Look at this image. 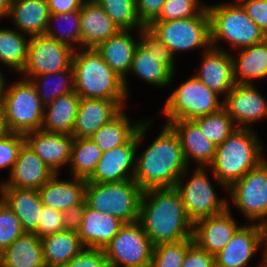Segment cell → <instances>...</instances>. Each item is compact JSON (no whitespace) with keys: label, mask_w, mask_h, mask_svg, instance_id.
<instances>
[{"label":"cell","mask_w":267,"mask_h":267,"mask_svg":"<svg viewBox=\"0 0 267 267\" xmlns=\"http://www.w3.org/2000/svg\"><path fill=\"white\" fill-rule=\"evenodd\" d=\"M138 221L154 246L193 239V223L175 187L143 191Z\"/></svg>","instance_id":"cell-1"},{"label":"cell","mask_w":267,"mask_h":267,"mask_svg":"<svg viewBox=\"0 0 267 267\" xmlns=\"http://www.w3.org/2000/svg\"><path fill=\"white\" fill-rule=\"evenodd\" d=\"M161 132L140 154H136L134 181L142 191L175 187L189 168L177 134L163 124Z\"/></svg>","instance_id":"cell-2"},{"label":"cell","mask_w":267,"mask_h":267,"mask_svg":"<svg viewBox=\"0 0 267 267\" xmlns=\"http://www.w3.org/2000/svg\"><path fill=\"white\" fill-rule=\"evenodd\" d=\"M253 129L237 128L216 147L214 161L208 168L216 184L225 191L266 159L262 153L265 146Z\"/></svg>","instance_id":"cell-3"},{"label":"cell","mask_w":267,"mask_h":267,"mask_svg":"<svg viewBox=\"0 0 267 267\" xmlns=\"http://www.w3.org/2000/svg\"><path fill=\"white\" fill-rule=\"evenodd\" d=\"M72 66L75 93L80 98L128 99L123 79L106 64L95 48L75 50Z\"/></svg>","instance_id":"cell-4"},{"label":"cell","mask_w":267,"mask_h":267,"mask_svg":"<svg viewBox=\"0 0 267 267\" xmlns=\"http://www.w3.org/2000/svg\"><path fill=\"white\" fill-rule=\"evenodd\" d=\"M210 18L211 44L221 50L217 44L227 42L233 49H241L263 42L265 34L248 16L243 7L235 2L208 5Z\"/></svg>","instance_id":"cell-5"},{"label":"cell","mask_w":267,"mask_h":267,"mask_svg":"<svg viewBox=\"0 0 267 267\" xmlns=\"http://www.w3.org/2000/svg\"><path fill=\"white\" fill-rule=\"evenodd\" d=\"M7 83L0 109L6 132L26 134L41 130L44 105L34 84L25 78L10 85Z\"/></svg>","instance_id":"cell-6"},{"label":"cell","mask_w":267,"mask_h":267,"mask_svg":"<svg viewBox=\"0 0 267 267\" xmlns=\"http://www.w3.org/2000/svg\"><path fill=\"white\" fill-rule=\"evenodd\" d=\"M136 34L140 42L129 73L154 87H168L176 69L175 57L170 48L148 27L141 28Z\"/></svg>","instance_id":"cell-7"},{"label":"cell","mask_w":267,"mask_h":267,"mask_svg":"<svg viewBox=\"0 0 267 267\" xmlns=\"http://www.w3.org/2000/svg\"><path fill=\"white\" fill-rule=\"evenodd\" d=\"M142 190L134 180L111 183L87 182L85 201L88 207L118 217L124 223L139 219Z\"/></svg>","instance_id":"cell-8"},{"label":"cell","mask_w":267,"mask_h":267,"mask_svg":"<svg viewBox=\"0 0 267 267\" xmlns=\"http://www.w3.org/2000/svg\"><path fill=\"white\" fill-rule=\"evenodd\" d=\"M163 115L165 123L179 120H193L220 111L223 99L219 94L210 90L195 76H191L181 83L173 93L168 95Z\"/></svg>","instance_id":"cell-9"},{"label":"cell","mask_w":267,"mask_h":267,"mask_svg":"<svg viewBox=\"0 0 267 267\" xmlns=\"http://www.w3.org/2000/svg\"><path fill=\"white\" fill-rule=\"evenodd\" d=\"M148 28L170 48L174 56L197 48H203L205 52L212 47L207 8L186 19L153 21Z\"/></svg>","instance_id":"cell-10"},{"label":"cell","mask_w":267,"mask_h":267,"mask_svg":"<svg viewBox=\"0 0 267 267\" xmlns=\"http://www.w3.org/2000/svg\"><path fill=\"white\" fill-rule=\"evenodd\" d=\"M206 169L207 167H196L192 172L193 175L185 182L190 170L188 168L175 186L180 193L185 212L193 224L220 214L228 208V198H218Z\"/></svg>","instance_id":"cell-11"},{"label":"cell","mask_w":267,"mask_h":267,"mask_svg":"<svg viewBox=\"0 0 267 267\" xmlns=\"http://www.w3.org/2000/svg\"><path fill=\"white\" fill-rule=\"evenodd\" d=\"M229 201L251 223L267 221V158L249 170L228 190Z\"/></svg>","instance_id":"cell-12"},{"label":"cell","mask_w":267,"mask_h":267,"mask_svg":"<svg viewBox=\"0 0 267 267\" xmlns=\"http://www.w3.org/2000/svg\"><path fill=\"white\" fill-rule=\"evenodd\" d=\"M154 245L139 221L124 223L104 248L109 267H150Z\"/></svg>","instance_id":"cell-13"},{"label":"cell","mask_w":267,"mask_h":267,"mask_svg":"<svg viewBox=\"0 0 267 267\" xmlns=\"http://www.w3.org/2000/svg\"><path fill=\"white\" fill-rule=\"evenodd\" d=\"M152 122L150 119L145 122L143 120L137 134L127 144L103 152L87 182L111 183L134 180L137 150Z\"/></svg>","instance_id":"cell-14"},{"label":"cell","mask_w":267,"mask_h":267,"mask_svg":"<svg viewBox=\"0 0 267 267\" xmlns=\"http://www.w3.org/2000/svg\"><path fill=\"white\" fill-rule=\"evenodd\" d=\"M74 49L48 37L36 35L30 37L27 60L22 73L30 80L37 75H45L62 71L72 66Z\"/></svg>","instance_id":"cell-15"},{"label":"cell","mask_w":267,"mask_h":267,"mask_svg":"<svg viewBox=\"0 0 267 267\" xmlns=\"http://www.w3.org/2000/svg\"><path fill=\"white\" fill-rule=\"evenodd\" d=\"M223 99V108L237 128L251 129L253 123L267 118V100L250 84H235Z\"/></svg>","instance_id":"cell-16"},{"label":"cell","mask_w":267,"mask_h":267,"mask_svg":"<svg viewBox=\"0 0 267 267\" xmlns=\"http://www.w3.org/2000/svg\"><path fill=\"white\" fill-rule=\"evenodd\" d=\"M230 206L229 202L224 212L193 224V242L209 254L216 255L220 252L243 225L237 224Z\"/></svg>","instance_id":"cell-17"},{"label":"cell","mask_w":267,"mask_h":267,"mask_svg":"<svg viewBox=\"0 0 267 267\" xmlns=\"http://www.w3.org/2000/svg\"><path fill=\"white\" fill-rule=\"evenodd\" d=\"M193 76L225 98L236 84L231 51L211 47L203 52L199 72Z\"/></svg>","instance_id":"cell-18"},{"label":"cell","mask_w":267,"mask_h":267,"mask_svg":"<svg viewBox=\"0 0 267 267\" xmlns=\"http://www.w3.org/2000/svg\"><path fill=\"white\" fill-rule=\"evenodd\" d=\"M126 101L127 99L81 98L72 136L90 138L100 127L126 108Z\"/></svg>","instance_id":"cell-19"},{"label":"cell","mask_w":267,"mask_h":267,"mask_svg":"<svg viewBox=\"0 0 267 267\" xmlns=\"http://www.w3.org/2000/svg\"><path fill=\"white\" fill-rule=\"evenodd\" d=\"M54 175L55 173L43 160L24 143L19 150L8 180L1 181L0 187L38 190Z\"/></svg>","instance_id":"cell-20"},{"label":"cell","mask_w":267,"mask_h":267,"mask_svg":"<svg viewBox=\"0 0 267 267\" xmlns=\"http://www.w3.org/2000/svg\"><path fill=\"white\" fill-rule=\"evenodd\" d=\"M261 247L260 225L244 224L215 255V267H250L247 264Z\"/></svg>","instance_id":"cell-21"},{"label":"cell","mask_w":267,"mask_h":267,"mask_svg":"<svg viewBox=\"0 0 267 267\" xmlns=\"http://www.w3.org/2000/svg\"><path fill=\"white\" fill-rule=\"evenodd\" d=\"M24 137L25 143L55 174H60L63 166L69 165L72 135L36 130L24 134Z\"/></svg>","instance_id":"cell-22"},{"label":"cell","mask_w":267,"mask_h":267,"mask_svg":"<svg viewBox=\"0 0 267 267\" xmlns=\"http://www.w3.org/2000/svg\"><path fill=\"white\" fill-rule=\"evenodd\" d=\"M168 125L179 138L188 166L193 160L198 164L197 167L208 168L213 163L217 146L200 131L193 120L172 121Z\"/></svg>","instance_id":"cell-23"},{"label":"cell","mask_w":267,"mask_h":267,"mask_svg":"<svg viewBox=\"0 0 267 267\" xmlns=\"http://www.w3.org/2000/svg\"><path fill=\"white\" fill-rule=\"evenodd\" d=\"M119 31L96 0H84L80 8L81 48H96Z\"/></svg>","instance_id":"cell-24"},{"label":"cell","mask_w":267,"mask_h":267,"mask_svg":"<svg viewBox=\"0 0 267 267\" xmlns=\"http://www.w3.org/2000/svg\"><path fill=\"white\" fill-rule=\"evenodd\" d=\"M132 30H120L116 35L99 44L95 49L103 57L106 64L123 79L124 88L128 92L127 76L139 40L131 35Z\"/></svg>","instance_id":"cell-25"},{"label":"cell","mask_w":267,"mask_h":267,"mask_svg":"<svg viewBox=\"0 0 267 267\" xmlns=\"http://www.w3.org/2000/svg\"><path fill=\"white\" fill-rule=\"evenodd\" d=\"M0 199L19 218L24 233H36L43 205L38 190L0 187Z\"/></svg>","instance_id":"cell-26"},{"label":"cell","mask_w":267,"mask_h":267,"mask_svg":"<svg viewBox=\"0 0 267 267\" xmlns=\"http://www.w3.org/2000/svg\"><path fill=\"white\" fill-rule=\"evenodd\" d=\"M123 224L118 217L93 210L86 205L77 233L84 247L104 249Z\"/></svg>","instance_id":"cell-27"},{"label":"cell","mask_w":267,"mask_h":267,"mask_svg":"<svg viewBox=\"0 0 267 267\" xmlns=\"http://www.w3.org/2000/svg\"><path fill=\"white\" fill-rule=\"evenodd\" d=\"M58 178L59 174H55L38 192L43 205L64 212L85 199L87 180L76 177H71L72 180Z\"/></svg>","instance_id":"cell-28"},{"label":"cell","mask_w":267,"mask_h":267,"mask_svg":"<svg viewBox=\"0 0 267 267\" xmlns=\"http://www.w3.org/2000/svg\"><path fill=\"white\" fill-rule=\"evenodd\" d=\"M50 15L46 0H11L8 18L16 30L32 37L45 34Z\"/></svg>","instance_id":"cell-29"},{"label":"cell","mask_w":267,"mask_h":267,"mask_svg":"<svg viewBox=\"0 0 267 267\" xmlns=\"http://www.w3.org/2000/svg\"><path fill=\"white\" fill-rule=\"evenodd\" d=\"M80 100L74 91L45 105L41 130L72 135Z\"/></svg>","instance_id":"cell-30"},{"label":"cell","mask_w":267,"mask_h":267,"mask_svg":"<svg viewBox=\"0 0 267 267\" xmlns=\"http://www.w3.org/2000/svg\"><path fill=\"white\" fill-rule=\"evenodd\" d=\"M237 52L236 55L232 53L235 83L253 85L254 80L267 78L266 39L261 43L238 49Z\"/></svg>","instance_id":"cell-31"},{"label":"cell","mask_w":267,"mask_h":267,"mask_svg":"<svg viewBox=\"0 0 267 267\" xmlns=\"http://www.w3.org/2000/svg\"><path fill=\"white\" fill-rule=\"evenodd\" d=\"M0 267H46L41 238L23 233L0 253Z\"/></svg>","instance_id":"cell-32"},{"label":"cell","mask_w":267,"mask_h":267,"mask_svg":"<svg viewBox=\"0 0 267 267\" xmlns=\"http://www.w3.org/2000/svg\"><path fill=\"white\" fill-rule=\"evenodd\" d=\"M46 267H64L85 247L77 232L62 231L41 238Z\"/></svg>","instance_id":"cell-33"},{"label":"cell","mask_w":267,"mask_h":267,"mask_svg":"<svg viewBox=\"0 0 267 267\" xmlns=\"http://www.w3.org/2000/svg\"><path fill=\"white\" fill-rule=\"evenodd\" d=\"M124 109L90 136L102 152L127 144L137 134L143 121L133 122L124 114Z\"/></svg>","instance_id":"cell-34"},{"label":"cell","mask_w":267,"mask_h":267,"mask_svg":"<svg viewBox=\"0 0 267 267\" xmlns=\"http://www.w3.org/2000/svg\"><path fill=\"white\" fill-rule=\"evenodd\" d=\"M15 28H0V63L19 75L27 60L30 37Z\"/></svg>","instance_id":"cell-35"},{"label":"cell","mask_w":267,"mask_h":267,"mask_svg":"<svg viewBox=\"0 0 267 267\" xmlns=\"http://www.w3.org/2000/svg\"><path fill=\"white\" fill-rule=\"evenodd\" d=\"M102 153L90 138H74L68 165L70 176L87 180L95 171Z\"/></svg>","instance_id":"cell-36"},{"label":"cell","mask_w":267,"mask_h":267,"mask_svg":"<svg viewBox=\"0 0 267 267\" xmlns=\"http://www.w3.org/2000/svg\"><path fill=\"white\" fill-rule=\"evenodd\" d=\"M30 81L34 84L44 106L61 95L75 91L73 66L59 72L34 76Z\"/></svg>","instance_id":"cell-37"},{"label":"cell","mask_w":267,"mask_h":267,"mask_svg":"<svg viewBox=\"0 0 267 267\" xmlns=\"http://www.w3.org/2000/svg\"><path fill=\"white\" fill-rule=\"evenodd\" d=\"M58 22L60 24L66 23L67 28H59ZM53 23V24H52ZM55 23L57 25H55ZM59 24V25H60ZM70 24V25H69ZM57 27L59 28L57 30ZM65 27V26H64ZM50 38L70 46L74 50H79L81 47V33H80V11L63 12L58 14H51L49 16V21L47 29L45 32ZM77 43L73 46L74 43ZM79 45V46H78Z\"/></svg>","instance_id":"cell-38"},{"label":"cell","mask_w":267,"mask_h":267,"mask_svg":"<svg viewBox=\"0 0 267 267\" xmlns=\"http://www.w3.org/2000/svg\"><path fill=\"white\" fill-rule=\"evenodd\" d=\"M120 30H136L145 27L136 11V0H96Z\"/></svg>","instance_id":"cell-39"},{"label":"cell","mask_w":267,"mask_h":267,"mask_svg":"<svg viewBox=\"0 0 267 267\" xmlns=\"http://www.w3.org/2000/svg\"><path fill=\"white\" fill-rule=\"evenodd\" d=\"M200 131L216 146H219L235 129L233 119L222 108L220 111L193 119Z\"/></svg>","instance_id":"cell-40"},{"label":"cell","mask_w":267,"mask_h":267,"mask_svg":"<svg viewBox=\"0 0 267 267\" xmlns=\"http://www.w3.org/2000/svg\"><path fill=\"white\" fill-rule=\"evenodd\" d=\"M192 243L193 239H185L155 245L150 267H181L187 249Z\"/></svg>","instance_id":"cell-41"},{"label":"cell","mask_w":267,"mask_h":267,"mask_svg":"<svg viewBox=\"0 0 267 267\" xmlns=\"http://www.w3.org/2000/svg\"><path fill=\"white\" fill-rule=\"evenodd\" d=\"M23 233L19 218L0 199V253Z\"/></svg>","instance_id":"cell-42"},{"label":"cell","mask_w":267,"mask_h":267,"mask_svg":"<svg viewBox=\"0 0 267 267\" xmlns=\"http://www.w3.org/2000/svg\"><path fill=\"white\" fill-rule=\"evenodd\" d=\"M202 9L196 0H166L155 21L186 19L196 16Z\"/></svg>","instance_id":"cell-43"},{"label":"cell","mask_w":267,"mask_h":267,"mask_svg":"<svg viewBox=\"0 0 267 267\" xmlns=\"http://www.w3.org/2000/svg\"><path fill=\"white\" fill-rule=\"evenodd\" d=\"M24 143L25 137L21 133L5 132L0 137V170L7 168L10 174Z\"/></svg>","instance_id":"cell-44"},{"label":"cell","mask_w":267,"mask_h":267,"mask_svg":"<svg viewBox=\"0 0 267 267\" xmlns=\"http://www.w3.org/2000/svg\"><path fill=\"white\" fill-rule=\"evenodd\" d=\"M63 218V212L42 205L39 226L35 234L38 237L43 238L45 236L64 231Z\"/></svg>","instance_id":"cell-45"},{"label":"cell","mask_w":267,"mask_h":267,"mask_svg":"<svg viewBox=\"0 0 267 267\" xmlns=\"http://www.w3.org/2000/svg\"><path fill=\"white\" fill-rule=\"evenodd\" d=\"M64 267H109L105 249L85 247Z\"/></svg>","instance_id":"cell-46"},{"label":"cell","mask_w":267,"mask_h":267,"mask_svg":"<svg viewBox=\"0 0 267 267\" xmlns=\"http://www.w3.org/2000/svg\"><path fill=\"white\" fill-rule=\"evenodd\" d=\"M267 36V0H236Z\"/></svg>","instance_id":"cell-47"},{"label":"cell","mask_w":267,"mask_h":267,"mask_svg":"<svg viewBox=\"0 0 267 267\" xmlns=\"http://www.w3.org/2000/svg\"><path fill=\"white\" fill-rule=\"evenodd\" d=\"M181 267H215V255L209 254L193 242L187 249Z\"/></svg>","instance_id":"cell-48"},{"label":"cell","mask_w":267,"mask_h":267,"mask_svg":"<svg viewBox=\"0 0 267 267\" xmlns=\"http://www.w3.org/2000/svg\"><path fill=\"white\" fill-rule=\"evenodd\" d=\"M166 0H136V11L140 22L148 27L155 21Z\"/></svg>","instance_id":"cell-49"},{"label":"cell","mask_w":267,"mask_h":267,"mask_svg":"<svg viewBox=\"0 0 267 267\" xmlns=\"http://www.w3.org/2000/svg\"><path fill=\"white\" fill-rule=\"evenodd\" d=\"M86 205L87 204L84 199L80 204L72 206L63 212L64 231H73V232L79 231Z\"/></svg>","instance_id":"cell-50"},{"label":"cell","mask_w":267,"mask_h":267,"mask_svg":"<svg viewBox=\"0 0 267 267\" xmlns=\"http://www.w3.org/2000/svg\"><path fill=\"white\" fill-rule=\"evenodd\" d=\"M51 14L80 11L84 0H46Z\"/></svg>","instance_id":"cell-51"},{"label":"cell","mask_w":267,"mask_h":267,"mask_svg":"<svg viewBox=\"0 0 267 267\" xmlns=\"http://www.w3.org/2000/svg\"><path fill=\"white\" fill-rule=\"evenodd\" d=\"M259 225L261 229V246L264 247L261 263L267 266V221Z\"/></svg>","instance_id":"cell-52"},{"label":"cell","mask_w":267,"mask_h":267,"mask_svg":"<svg viewBox=\"0 0 267 267\" xmlns=\"http://www.w3.org/2000/svg\"><path fill=\"white\" fill-rule=\"evenodd\" d=\"M11 0H0V19L8 17Z\"/></svg>","instance_id":"cell-53"},{"label":"cell","mask_w":267,"mask_h":267,"mask_svg":"<svg viewBox=\"0 0 267 267\" xmlns=\"http://www.w3.org/2000/svg\"><path fill=\"white\" fill-rule=\"evenodd\" d=\"M6 79L3 75V72H1L0 69V109L2 107V102H3V94H4V88H5V83Z\"/></svg>","instance_id":"cell-54"},{"label":"cell","mask_w":267,"mask_h":267,"mask_svg":"<svg viewBox=\"0 0 267 267\" xmlns=\"http://www.w3.org/2000/svg\"><path fill=\"white\" fill-rule=\"evenodd\" d=\"M6 132L5 127H4V123H3V118H2V114L0 112V137Z\"/></svg>","instance_id":"cell-55"},{"label":"cell","mask_w":267,"mask_h":267,"mask_svg":"<svg viewBox=\"0 0 267 267\" xmlns=\"http://www.w3.org/2000/svg\"><path fill=\"white\" fill-rule=\"evenodd\" d=\"M203 8H206L208 5L207 4H203V2H200L199 0H196Z\"/></svg>","instance_id":"cell-56"},{"label":"cell","mask_w":267,"mask_h":267,"mask_svg":"<svg viewBox=\"0 0 267 267\" xmlns=\"http://www.w3.org/2000/svg\"><path fill=\"white\" fill-rule=\"evenodd\" d=\"M258 267H267L266 265H263L262 263Z\"/></svg>","instance_id":"cell-57"}]
</instances>
